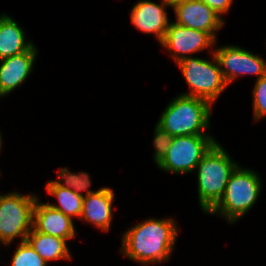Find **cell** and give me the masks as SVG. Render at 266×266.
Wrapping results in <instances>:
<instances>
[{
	"mask_svg": "<svg viewBox=\"0 0 266 266\" xmlns=\"http://www.w3.org/2000/svg\"><path fill=\"white\" fill-rule=\"evenodd\" d=\"M174 219H146L122 236L121 252L130 260L145 266L167 261L177 239Z\"/></svg>",
	"mask_w": 266,
	"mask_h": 266,
	"instance_id": "6da1fadb",
	"label": "cell"
},
{
	"mask_svg": "<svg viewBox=\"0 0 266 266\" xmlns=\"http://www.w3.org/2000/svg\"><path fill=\"white\" fill-rule=\"evenodd\" d=\"M237 166L218 142L203 156L195 168L198 169V198L202 211L208 214L218 204Z\"/></svg>",
	"mask_w": 266,
	"mask_h": 266,
	"instance_id": "7a4b0ae2",
	"label": "cell"
},
{
	"mask_svg": "<svg viewBox=\"0 0 266 266\" xmlns=\"http://www.w3.org/2000/svg\"><path fill=\"white\" fill-rule=\"evenodd\" d=\"M211 103L205 99L180 94L172 99L157 124L171 136L209 135Z\"/></svg>",
	"mask_w": 266,
	"mask_h": 266,
	"instance_id": "3957f363",
	"label": "cell"
},
{
	"mask_svg": "<svg viewBox=\"0 0 266 266\" xmlns=\"http://www.w3.org/2000/svg\"><path fill=\"white\" fill-rule=\"evenodd\" d=\"M260 179L255 171L238 165L229 178L221 200L209 214L219 213L228 223H235L253 207L260 196Z\"/></svg>",
	"mask_w": 266,
	"mask_h": 266,
	"instance_id": "277c9868",
	"label": "cell"
},
{
	"mask_svg": "<svg viewBox=\"0 0 266 266\" xmlns=\"http://www.w3.org/2000/svg\"><path fill=\"white\" fill-rule=\"evenodd\" d=\"M211 54L213 61L188 56L176 63L191 91L182 95L202 98L212 104L226 89L228 85L224 81L213 50Z\"/></svg>",
	"mask_w": 266,
	"mask_h": 266,
	"instance_id": "5b68a950",
	"label": "cell"
},
{
	"mask_svg": "<svg viewBox=\"0 0 266 266\" xmlns=\"http://www.w3.org/2000/svg\"><path fill=\"white\" fill-rule=\"evenodd\" d=\"M37 197L19 192L0 195V242L9 245L20 236L27 239L33 228V210Z\"/></svg>",
	"mask_w": 266,
	"mask_h": 266,
	"instance_id": "8992f818",
	"label": "cell"
},
{
	"mask_svg": "<svg viewBox=\"0 0 266 266\" xmlns=\"http://www.w3.org/2000/svg\"><path fill=\"white\" fill-rule=\"evenodd\" d=\"M215 143L210 135L173 136L166 155L157 166L176 175L191 173Z\"/></svg>",
	"mask_w": 266,
	"mask_h": 266,
	"instance_id": "52a82bcc",
	"label": "cell"
},
{
	"mask_svg": "<svg viewBox=\"0 0 266 266\" xmlns=\"http://www.w3.org/2000/svg\"><path fill=\"white\" fill-rule=\"evenodd\" d=\"M227 85L243 74L266 75V61L238 46H223L213 51Z\"/></svg>",
	"mask_w": 266,
	"mask_h": 266,
	"instance_id": "ba28073f",
	"label": "cell"
},
{
	"mask_svg": "<svg viewBox=\"0 0 266 266\" xmlns=\"http://www.w3.org/2000/svg\"><path fill=\"white\" fill-rule=\"evenodd\" d=\"M160 44L171 51L172 58L177 63L188 57L187 54H193L214 46L216 40L207 32L183 27L172 22Z\"/></svg>",
	"mask_w": 266,
	"mask_h": 266,
	"instance_id": "9c48e42d",
	"label": "cell"
},
{
	"mask_svg": "<svg viewBox=\"0 0 266 266\" xmlns=\"http://www.w3.org/2000/svg\"><path fill=\"white\" fill-rule=\"evenodd\" d=\"M176 24L209 33L215 40L216 33L223 26L222 17L204 2L187 0L174 7Z\"/></svg>",
	"mask_w": 266,
	"mask_h": 266,
	"instance_id": "30bf717a",
	"label": "cell"
},
{
	"mask_svg": "<svg viewBox=\"0 0 266 266\" xmlns=\"http://www.w3.org/2000/svg\"><path fill=\"white\" fill-rule=\"evenodd\" d=\"M168 7L163 0L160 4L141 0L131 10V22L140 31L155 34L161 43L170 24L166 11Z\"/></svg>",
	"mask_w": 266,
	"mask_h": 266,
	"instance_id": "8fae6325",
	"label": "cell"
},
{
	"mask_svg": "<svg viewBox=\"0 0 266 266\" xmlns=\"http://www.w3.org/2000/svg\"><path fill=\"white\" fill-rule=\"evenodd\" d=\"M33 228L37 232L64 240H71L76 235L71 217L51 207L48 203H39L38 198L33 210Z\"/></svg>",
	"mask_w": 266,
	"mask_h": 266,
	"instance_id": "7c38bea8",
	"label": "cell"
},
{
	"mask_svg": "<svg viewBox=\"0 0 266 266\" xmlns=\"http://www.w3.org/2000/svg\"><path fill=\"white\" fill-rule=\"evenodd\" d=\"M37 53L33 45L28 51L0 60V98L25 82L32 71Z\"/></svg>",
	"mask_w": 266,
	"mask_h": 266,
	"instance_id": "4fadbf2b",
	"label": "cell"
},
{
	"mask_svg": "<svg viewBox=\"0 0 266 266\" xmlns=\"http://www.w3.org/2000/svg\"><path fill=\"white\" fill-rule=\"evenodd\" d=\"M114 191L109 187L99 189L83 198L81 219L105 232L109 230L113 217Z\"/></svg>",
	"mask_w": 266,
	"mask_h": 266,
	"instance_id": "5bb4252c",
	"label": "cell"
},
{
	"mask_svg": "<svg viewBox=\"0 0 266 266\" xmlns=\"http://www.w3.org/2000/svg\"><path fill=\"white\" fill-rule=\"evenodd\" d=\"M25 39V32L13 18L0 15V60L28 51L34 44Z\"/></svg>",
	"mask_w": 266,
	"mask_h": 266,
	"instance_id": "9a60e30c",
	"label": "cell"
},
{
	"mask_svg": "<svg viewBox=\"0 0 266 266\" xmlns=\"http://www.w3.org/2000/svg\"><path fill=\"white\" fill-rule=\"evenodd\" d=\"M26 241L46 263L51 260L71 259L67 240L37 232L32 228Z\"/></svg>",
	"mask_w": 266,
	"mask_h": 266,
	"instance_id": "2e32d148",
	"label": "cell"
},
{
	"mask_svg": "<svg viewBox=\"0 0 266 266\" xmlns=\"http://www.w3.org/2000/svg\"><path fill=\"white\" fill-rule=\"evenodd\" d=\"M47 191L58 199L59 205L48 203L51 207L60 210L69 217L80 219L83 208V195L75 193L72 189L63 188L59 185H46Z\"/></svg>",
	"mask_w": 266,
	"mask_h": 266,
	"instance_id": "e0dca14e",
	"label": "cell"
},
{
	"mask_svg": "<svg viewBox=\"0 0 266 266\" xmlns=\"http://www.w3.org/2000/svg\"><path fill=\"white\" fill-rule=\"evenodd\" d=\"M58 177L60 181H57V180L49 181L47 185H59L63 188H69L79 195H83L81 194V192L85 191L86 194L84 196H87L91 193H95L99 191V190L93 191V190L88 189L91 186V180H90L89 174L86 172L82 171V172H79L78 174L71 173L68 170V168L64 167V168H61V170L58 172ZM62 180L64 182H61Z\"/></svg>",
	"mask_w": 266,
	"mask_h": 266,
	"instance_id": "ac0fdd59",
	"label": "cell"
},
{
	"mask_svg": "<svg viewBox=\"0 0 266 266\" xmlns=\"http://www.w3.org/2000/svg\"><path fill=\"white\" fill-rule=\"evenodd\" d=\"M47 263L37 254L27 241L21 242L16 249L11 266H46Z\"/></svg>",
	"mask_w": 266,
	"mask_h": 266,
	"instance_id": "d6986e66",
	"label": "cell"
},
{
	"mask_svg": "<svg viewBox=\"0 0 266 266\" xmlns=\"http://www.w3.org/2000/svg\"><path fill=\"white\" fill-rule=\"evenodd\" d=\"M252 96L254 119L258 121L266 115V75L256 80Z\"/></svg>",
	"mask_w": 266,
	"mask_h": 266,
	"instance_id": "ffe728a7",
	"label": "cell"
},
{
	"mask_svg": "<svg viewBox=\"0 0 266 266\" xmlns=\"http://www.w3.org/2000/svg\"><path fill=\"white\" fill-rule=\"evenodd\" d=\"M155 135H154V161L156 164H158L162 158L166 155V152L168 151L173 136H171L167 131H165L161 126L156 124L155 126Z\"/></svg>",
	"mask_w": 266,
	"mask_h": 266,
	"instance_id": "44dd1931",
	"label": "cell"
},
{
	"mask_svg": "<svg viewBox=\"0 0 266 266\" xmlns=\"http://www.w3.org/2000/svg\"><path fill=\"white\" fill-rule=\"evenodd\" d=\"M208 5L213 9L217 15L221 17L226 12H229L230 7L232 6L233 0H199Z\"/></svg>",
	"mask_w": 266,
	"mask_h": 266,
	"instance_id": "7402d4cb",
	"label": "cell"
},
{
	"mask_svg": "<svg viewBox=\"0 0 266 266\" xmlns=\"http://www.w3.org/2000/svg\"><path fill=\"white\" fill-rule=\"evenodd\" d=\"M168 6L175 7L178 4H181L187 0H163Z\"/></svg>",
	"mask_w": 266,
	"mask_h": 266,
	"instance_id": "603a6c76",
	"label": "cell"
},
{
	"mask_svg": "<svg viewBox=\"0 0 266 266\" xmlns=\"http://www.w3.org/2000/svg\"><path fill=\"white\" fill-rule=\"evenodd\" d=\"M1 146H2V137H1V132H0V149H1Z\"/></svg>",
	"mask_w": 266,
	"mask_h": 266,
	"instance_id": "cb8c5ba5",
	"label": "cell"
}]
</instances>
